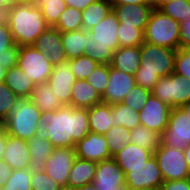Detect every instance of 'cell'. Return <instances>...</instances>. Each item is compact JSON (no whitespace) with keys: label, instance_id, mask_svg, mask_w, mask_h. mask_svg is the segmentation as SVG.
Here are the masks:
<instances>
[{"label":"cell","instance_id":"1","mask_svg":"<svg viewBox=\"0 0 190 190\" xmlns=\"http://www.w3.org/2000/svg\"><path fill=\"white\" fill-rule=\"evenodd\" d=\"M90 132L88 108L64 106L56 111L41 112L43 134L57 147H74Z\"/></svg>","mask_w":190,"mask_h":190},{"label":"cell","instance_id":"2","mask_svg":"<svg viewBox=\"0 0 190 190\" xmlns=\"http://www.w3.org/2000/svg\"><path fill=\"white\" fill-rule=\"evenodd\" d=\"M140 54L141 62L135 73V82L152 91L160 77L174 72L176 50L144 42L140 46Z\"/></svg>","mask_w":190,"mask_h":190},{"label":"cell","instance_id":"3","mask_svg":"<svg viewBox=\"0 0 190 190\" xmlns=\"http://www.w3.org/2000/svg\"><path fill=\"white\" fill-rule=\"evenodd\" d=\"M9 27L18 46L33 45L49 26L39 7L31 2H16L12 8Z\"/></svg>","mask_w":190,"mask_h":190},{"label":"cell","instance_id":"4","mask_svg":"<svg viewBox=\"0 0 190 190\" xmlns=\"http://www.w3.org/2000/svg\"><path fill=\"white\" fill-rule=\"evenodd\" d=\"M119 20L112 11L99 24L89 31L85 55L99 65L110 64L113 52L119 48L118 38Z\"/></svg>","mask_w":190,"mask_h":190},{"label":"cell","instance_id":"5","mask_svg":"<svg viewBox=\"0 0 190 190\" xmlns=\"http://www.w3.org/2000/svg\"><path fill=\"white\" fill-rule=\"evenodd\" d=\"M3 124L8 135L28 141L40 133L41 110L30 98L19 97Z\"/></svg>","mask_w":190,"mask_h":190},{"label":"cell","instance_id":"6","mask_svg":"<svg viewBox=\"0 0 190 190\" xmlns=\"http://www.w3.org/2000/svg\"><path fill=\"white\" fill-rule=\"evenodd\" d=\"M179 35L180 23L159 9H153L144 31V42L177 50Z\"/></svg>","mask_w":190,"mask_h":190},{"label":"cell","instance_id":"7","mask_svg":"<svg viewBox=\"0 0 190 190\" xmlns=\"http://www.w3.org/2000/svg\"><path fill=\"white\" fill-rule=\"evenodd\" d=\"M17 66L25 72L34 84L47 82L53 69L48 56L33 45L20 46Z\"/></svg>","mask_w":190,"mask_h":190},{"label":"cell","instance_id":"8","mask_svg":"<svg viewBox=\"0 0 190 190\" xmlns=\"http://www.w3.org/2000/svg\"><path fill=\"white\" fill-rule=\"evenodd\" d=\"M151 92L172 108H180L190 101V80L173 72L160 77Z\"/></svg>","mask_w":190,"mask_h":190},{"label":"cell","instance_id":"9","mask_svg":"<svg viewBox=\"0 0 190 190\" xmlns=\"http://www.w3.org/2000/svg\"><path fill=\"white\" fill-rule=\"evenodd\" d=\"M153 155L157 160L164 182L190 178V170L183 150L160 144Z\"/></svg>","mask_w":190,"mask_h":190},{"label":"cell","instance_id":"10","mask_svg":"<svg viewBox=\"0 0 190 190\" xmlns=\"http://www.w3.org/2000/svg\"><path fill=\"white\" fill-rule=\"evenodd\" d=\"M161 144L184 150L190 144V112L173 108L168 126L161 134Z\"/></svg>","mask_w":190,"mask_h":190},{"label":"cell","instance_id":"11","mask_svg":"<svg viewBox=\"0 0 190 190\" xmlns=\"http://www.w3.org/2000/svg\"><path fill=\"white\" fill-rule=\"evenodd\" d=\"M164 179L157 160L150 157L142 166L127 168L125 186L129 189L160 188Z\"/></svg>","mask_w":190,"mask_h":190},{"label":"cell","instance_id":"12","mask_svg":"<svg viewBox=\"0 0 190 190\" xmlns=\"http://www.w3.org/2000/svg\"><path fill=\"white\" fill-rule=\"evenodd\" d=\"M172 107L151 94L145 105L138 111L142 126L162 134L168 126Z\"/></svg>","mask_w":190,"mask_h":190},{"label":"cell","instance_id":"13","mask_svg":"<svg viewBox=\"0 0 190 190\" xmlns=\"http://www.w3.org/2000/svg\"><path fill=\"white\" fill-rule=\"evenodd\" d=\"M77 158L76 147L53 148L44 171L58 184L67 185L73 161Z\"/></svg>","mask_w":190,"mask_h":190},{"label":"cell","instance_id":"14","mask_svg":"<svg viewBox=\"0 0 190 190\" xmlns=\"http://www.w3.org/2000/svg\"><path fill=\"white\" fill-rule=\"evenodd\" d=\"M92 185L97 190H128L125 186V173L113 158L96 164Z\"/></svg>","mask_w":190,"mask_h":190},{"label":"cell","instance_id":"15","mask_svg":"<svg viewBox=\"0 0 190 190\" xmlns=\"http://www.w3.org/2000/svg\"><path fill=\"white\" fill-rule=\"evenodd\" d=\"M75 80L69 60L53 65L52 73L47 82L51 86L53 93L64 106H70Z\"/></svg>","mask_w":190,"mask_h":190},{"label":"cell","instance_id":"16","mask_svg":"<svg viewBox=\"0 0 190 190\" xmlns=\"http://www.w3.org/2000/svg\"><path fill=\"white\" fill-rule=\"evenodd\" d=\"M134 85H136L135 76L123 73L110 66L109 82L101 96L102 103L110 105L120 103Z\"/></svg>","mask_w":190,"mask_h":190},{"label":"cell","instance_id":"17","mask_svg":"<svg viewBox=\"0 0 190 190\" xmlns=\"http://www.w3.org/2000/svg\"><path fill=\"white\" fill-rule=\"evenodd\" d=\"M107 141L104 135L89 132L75 145L77 157L96 163L111 159Z\"/></svg>","mask_w":190,"mask_h":190},{"label":"cell","instance_id":"18","mask_svg":"<svg viewBox=\"0 0 190 190\" xmlns=\"http://www.w3.org/2000/svg\"><path fill=\"white\" fill-rule=\"evenodd\" d=\"M112 11L121 24L140 28L144 32L153 6L151 4H125L112 6Z\"/></svg>","mask_w":190,"mask_h":190},{"label":"cell","instance_id":"19","mask_svg":"<svg viewBox=\"0 0 190 190\" xmlns=\"http://www.w3.org/2000/svg\"><path fill=\"white\" fill-rule=\"evenodd\" d=\"M33 46L47 55L53 65L67 60L61 39V32L53 27L47 28L33 43Z\"/></svg>","mask_w":190,"mask_h":190},{"label":"cell","instance_id":"20","mask_svg":"<svg viewBox=\"0 0 190 190\" xmlns=\"http://www.w3.org/2000/svg\"><path fill=\"white\" fill-rule=\"evenodd\" d=\"M2 159L14 170L30 168L31 156L27 140L16 138L6 133V143Z\"/></svg>","mask_w":190,"mask_h":190},{"label":"cell","instance_id":"21","mask_svg":"<svg viewBox=\"0 0 190 190\" xmlns=\"http://www.w3.org/2000/svg\"><path fill=\"white\" fill-rule=\"evenodd\" d=\"M140 47H119L113 52L110 66L123 73L135 76L140 67Z\"/></svg>","mask_w":190,"mask_h":190},{"label":"cell","instance_id":"22","mask_svg":"<svg viewBox=\"0 0 190 190\" xmlns=\"http://www.w3.org/2000/svg\"><path fill=\"white\" fill-rule=\"evenodd\" d=\"M33 171H44L46 161L53 151L51 142L41 133L27 141Z\"/></svg>","mask_w":190,"mask_h":190},{"label":"cell","instance_id":"23","mask_svg":"<svg viewBox=\"0 0 190 190\" xmlns=\"http://www.w3.org/2000/svg\"><path fill=\"white\" fill-rule=\"evenodd\" d=\"M90 132L104 135L113 126L112 105L100 103L88 108Z\"/></svg>","mask_w":190,"mask_h":190},{"label":"cell","instance_id":"24","mask_svg":"<svg viewBox=\"0 0 190 190\" xmlns=\"http://www.w3.org/2000/svg\"><path fill=\"white\" fill-rule=\"evenodd\" d=\"M152 156L153 154L150 151L143 149L141 146L130 143L112 158L126 174L127 168L142 166Z\"/></svg>","mask_w":190,"mask_h":190},{"label":"cell","instance_id":"25","mask_svg":"<svg viewBox=\"0 0 190 190\" xmlns=\"http://www.w3.org/2000/svg\"><path fill=\"white\" fill-rule=\"evenodd\" d=\"M102 103L100 94L86 80H75L70 100L71 107L90 108Z\"/></svg>","mask_w":190,"mask_h":190},{"label":"cell","instance_id":"26","mask_svg":"<svg viewBox=\"0 0 190 190\" xmlns=\"http://www.w3.org/2000/svg\"><path fill=\"white\" fill-rule=\"evenodd\" d=\"M89 37V31L84 29L61 33V39L67 60L85 55V51L87 50V40H89Z\"/></svg>","mask_w":190,"mask_h":190},{"label":"cell","instance_id":"27","mask_svg":"<svg viewBox=\"0 0 190 190\" xmlns=\"http://www.w3.org/2000/svg\"><path fill=\"white\" fill-rule=\"evenodd\" d=\"M30 100L41 112L56 111L64 107L62 102L53 93L48 82L35 84Z\"/></svg>","mask_w":190,"mask_h":190},{"label":"cell","instance_id":"28","mask_svg":"<svg viewBox=\"0 0 190 190\" xmlns=\"http://www.w3.org/2000/svg\"><path fill=\"white\" fill-rule=\"evenodd\" d=\"M96 162L76 158L73 161L67 184L75 188L92 183L95 176Z\"/></svg>","mask_w":190,"mask_h":190},{"label":"cell","instance_id":"29","mask_svg":"<svg viewBox=\"0 0 190 190\" xmlns=\"http://www.w3.org/2000/svg\"><path fill=\"white\" fill-rule=\"evenodd\" d=\"M27 74L16 65L7 70L4 82L19 97L30 98L35 84L27 78Z\"/></svg>","mask_w":190,"mask_h":190},{"label":"cell","instance_id":"30","mask_svg":"<svg viewBox=\"0 0 190 190\" xmlns=\"http://www.w3.org/2000/svg\"><path fill=\"white\" fill-rule=\"evenodd\" d=\"M112 12L109 0H96L82 11V24L84 30H90L99 24Z\"/></svg>","mask_w":190,"mask_h":190},{"label":"cell","instance_id":"31","mask_svg":"<svg viewBox=\"0 0 190 190\" xmlns=\"http://www.w3.org/2000/svg\"><path fill=\"white\" fill-rule=\"evenodd\" d=\"M131 143L141 146L152 154L161 144V134L145 126H137L130 130Z\"/></svg>","mask_w":190,"mask_h":190},{"label":"cell","instance_id":"32","mask_svg":"<svg viewBox=\"0 0 190 190\" xmlns=\"http://www.w3.org/2000/svg\"><path fill=\"white\" fill-rule=\"evenodd\" d=\"M112 111L114 117V127L123 126L128 130H132L134 127L141 125L138 111L121 102L113 104Z\"/></svg>","mask_w":190,"mask_h":190},{"label":"cell","instance_id":"33","mask_svg":"<svg viewBox=\"0 0 190 190\" xmlns=\"http://www.w3.org/2000/svg\"><path fill=\"white\" fill-rule=\"evenodd\" d=\"M104 136L108 140L107 144L111 157L131 143L130 130L123 126H112Z\"/></svg>","mask_w":190,"mask_h":190},{"label":"cell","instance_id":"34","mask_svg":"<svg viewBox=\"0 0 190 190\" xmlns=\"http://www.w3.org/2000/svg\"><path fill=\"white\" fill-rule=\"evenodd\" d=\"M53 28L61 33L83 29L82 11L73 7H67Z\"/></svg>","mask_w":190,"mask_h":190},{"label":"cell","instance_id":"35","mask_svg":"<svg viewBox=\"0 0 190 190\" xmlns=\"http://www.w3.org/2000/svg\"><path fill=\"white\" fill-rule=\"evenodd\" d=\"M36 7L40 8L45 23L49 27H53L67 8V5L64 0H41Z\"/></svg>","mask_w":190,"mask_h":190},{"label":"cell","instance_id":"36","mask_svg":"<svg viewBox=\"0 0 190 190\" xmlns=\"http://www.w3.org/2000/svg\"><path fill=\"white\" fill-rule=\"evenodd\" d=\"M118 38L119 47H140L144 43V32L140 28L119 22Z\"/></svg>","mask_w":190,"mask_h":190},{"label":"cell","instance_id":"37","mask_svg":"<svg viewBox=\"0 0 190 190\" xmlns=\"http://www.w3.org/2000/svg\"><path fill=\"white\" fill-rule=\"evenodd\" d=\"M32 172L31 168L13 170L2 190H32L30 185Z\"/></svg>","mask_w":190,"mask_h":190},{"label":"cell","instance_id":"38","mask_svg":"<svg viewBox=\"0 0 190 190\" xmlns=\"http://www.w3.org/2000/svg\"><path fill=\"white\" fill-rule=\"evenodd\" d=\"M69 63L76 80H86L99 66L97 62L86 55L70 59Z\"/></svg>","mask_w":190,"mask_h":190},{"label":"cell","instance_id":"39","mask_svg":"<svg viewBox=\"0 0 190 190\" xmlns=\"http://www.w3.org/2000/svg\"><path fill=\"white\" fill-rule=\"evenodd\" d=\"M164 14L181 23L190 16V0H176L163 5L160 9Z\"/></svg>","mask_w":190,"mask_h":190},{"label":"cell","instance_id":"40","mask_svg":"<svg viewBox=\"0 0 190 190\" xmlns=\"http://www.w3.org/2000/svg\"><path fill=\"white\" fill-rule=\"evenodd\" d=\"M19 96L10 89L5 82H0V120L4 122Z\"/></svg>","mask_w":190,"mask_h":190},{"label":"cell","instance_id":"41","mask_svg":"<svg viewBox=\"0 0 190 190\" xmlns=\"http://www.w3.org/2000/svg\"><path fill=\"white\" fill-rule=\"evenodd\" d=\"M151 94L152 92L150 90L139 85H134L121 103L136 111H139L145 105Z\"/></svg>","mask_w":190,"mask_h":190},{"label":"cell","instance_id":"42","mask_svg":"<svg viewBox=\"0 0 190 190\" xmlns=\"http://www.w3.org/2000/svg\"><path fill=\"white\" fill-rule=\"evenodd\" d=\"M110 64L99 65L86 81L102 96L109 82Z\"/></svg>","mask_w":190,"mask_h":190},{"label":"cell","instance_id":"43","mask_svg":"<svg viewBox=\"0 0 190 190\" xmlns=\"http://www.w3.org/2000/svg\"><path fill=\"white\" fill-rule=\"evenodd\" d=\"M30 185L32 190H60L61 188V185L45 171H33Z\"/></svg>","mask_w":190,"mask_h":190},{"label":"cell","instance_id":"44","mask_svg":"<svg viewBox=\"0 0 190 190\" xmlns=\"http://www.w3.org/2000/svg\"><path fill=\"white\" fill-rule=\"evenodd\" d=\"M174 72L190 80V49L176 50Z\"/></svg>","mask_w":190,"mask_h":190},{"label":"cell","instance_id":"45","mask_svg":"<svg viewBox=\"0 0 190 190\" xmlns=\"http://www.w3.org/2000/svg\"><path fill=\"white\" fill-rule=\"evenodd\" d=\"M19 48L20 46L14 44L12 47L4 50V52L0 54V62L4 69L8 70L17 65Z\"/></svg>","mask_w":190,"mask_h":190},{"label":"cell","instance_id":"46","mask_svg":"<svg viewBox=\"0 0 190 190\" xmlns=\"http://www.w3.org/2000/svg\"><path fill=\"white\" fill-rule=\"evenodd\" d=\"M15 44L9 26H0V54Z\"/></svg>","mask_w":190,"mask_h":190},{"label":"cell","instance_id":"47","mask_svg":"<svg viewBox=\"0 0 190 190\" xmlns=\"http://www.w3.org/2000/svg\"><path fill=\"white\" fill-rule=\"evenodd\" d=\"M179 47L190 49V16L187 21L180 23Z\"/></svg>","mask_w":190,"mask_h":190},{"label":"cell","instance_id":"48","mask_svg":"<svg viewBox=\"0 0 190 190\" xmlns=\"http://www.w3.org/2000/svg\"><path fill=\"white\" fill-rule=\"evenodd\" d=\"M160 190H190V178L163 182Z\"/></svg>","mask_w":190,"mask_h":190},{"label":"cell","instance_id":"49","mask_svg":"<svg viewBox=\"0 0 190 190\" xmlns=\"http://www.w3.org/2000/svg\"><path fill=\"white\" fill-rule=\"evenodd\" d=\"M13 170L14 169L3 159L0 160V188H2L4 183L8 180Z\"/></svg>","mask_w":190,"mask_h":190},{"label":"cell","instance_id":"50","mask_svg":"<svg viewBox=\"0 0 190 190\" xmlns=\"http://www.w3.org/2000/svg\"><path fill=\"white\" fill-rule=\"evenodd\" d=\"M13 6L5 5L0 7V26H9Z\"/></svg>","mask_w":190,"mask_h":190},{"label":"cell","instance_id":"51","mask_svg":"<svg viewBox=\"0 0 190 190\" xmlns=\"http://www.w3.org/2000/svg\"><path fill=\"white\" fill-rule=\"evenodd\" d=\"M64 1L67 7H73L77 10L83 11L96 0H64Z\"/></svg>","mask_w":190,"mask_h":190},{"label":"cell","instance_id":"52","mask_svg":"<svg viewBox=\"0 0 190 190\" xmlns=\"http://www.w3.org/2000/svg\"><path fill=\"white\" fill-rule=\"evenodd\" d=\"M112 6L125 5V4H151V0H109Z\"/></svg>","mask_w":190,"mask_h":190},{"label":"cell","instance_id":"53","mask_svg":"<svg viewBox=\"0 0 190 190\" xmlns=\"http://www.w3.org/2000/svg\"><path fill=\"white\" fill-rule=\"evenodd\" d=\"M5 143H6V132L3 129L0 132V160L3 158Z\"/></svg>","mask_w":190,"mask_h":190},{"label":"cell","instance_id":"54","mask_svg":"<svg viewBox=\"0 0 190 190\" xmlns=\"http://www.w3.org/2000/svg\"><path fill=\"white\" fill-rule=\"evenodd\" d=\"M173 1L176 0H151V5L153 6V9H160L163 5Z\"/></svg>","mask_w":190,"mask_h":190},{"label":"cell","instance_id":"55","mask_svg":"<svg viewBox=\"0 0 190 190\" xmlns=\"http://www.w3.org/2000/svg\"><path fill=\"white\" fill-rule=\"evenodd\" d=\"M183 151H184L185 160L188 163L190 170V144Z\"/></svg>","mask_w":190,"mask_h":190},{"label":"cell","instance_id":"56","mask_svg":"<svg viewBox=\"0 0 190 190\" xmlns=\"http://www.w3.org/2000/svg\"><path fill=\"white\" fill-rule=\"evenodd\" d=\"M7 70L2 67V63L0 62V82H4Z\"/></svg>","mask_w":190,"mask_h":190},{"label":"cell","instance_id":"57","mask_svg":"<svg viewBox=\"0 0 190 190\" xmlns=\"http://www.w3.org/2000/svg\"><path fill=\"white\" fill-rule=\"evenodd\" d=\"M15 3V0H0V7L5 5H14Z\"/></svg>","mask_w":190,"mask_h":190},{"label":"cell","instance_id":"58","mask_svg":"<svg viewBox=\"0 0 190 190\" xmlns=\"http://www.w3.org/2000/svg\"><path fill=\"white\" fill-rule=\"evenodd\" d=\"M78 190H97V189H96V187H94L92 185V183H90V184H87V185H84V186L78 188Z\"/></svg>","mask_w":190,"mask_h":190},{"label":"cell","instance_id":"59","mask_svg":"<svg viewBox=\"0 0 190 190\" xmlns=\"http://www.w3.org/2000/svg\"><path fill=\"white\" fill-rule=\"evenodd\" d=\"M60 190H78V188H75V187L67 184V185H62Z\"/></svg>","mask_w":190,"mask_h":190},{"label":"cell","instance_id":"60","mask_svg":"<svg viewBox=\"0 0 190 190\" xmlns=\"http://www.w3.org/2000/svg\"><path fill=\"white\" fill-rule=\"evenodd\" d=\"M181 109L184 110V112H190V101H188L187 103H185L182 107H180Z\"/></svg>","mask_w":190,"mask_h":190},{"label":"cell","instance_id":"61","mask_svg":"<svg viewBox=\"0 0 190 190\" xmlns=\"http://www.w3.org/2000/svg\"><path fill=\"white\" fill-rule=\"evenodd\" d=\"M128 190H160V188L129 189Z\"/></svg>","mask_w":190,"mask_h":190},{"label":"cell","instance_id":"62","mask_svg":"<svg viewBox=\"0 0 190 190\" xmlns=\"http://www.w3.org/2000/svg\"><path fill=\"white\" fill-rule=\"evenodd\" d=\"M40 1L41 0H31V3L36 6Z\"/></svg>","mask_w":190,"mask_h":190},{"label":"cell","instance_id":"63","mask_svg":"<svg viewBox=\"0 0 190 190\" xmlns=\"http://www.w3.org/2000/svg\"><path fill=\"white\" fill-rule=\"evenodd\" d=\"M4 129V124L3 122L0 120V132Z\"/></svg>","mask_w":190,"mask_h":190},{"label":"cell","instance_id":"64","mask_svg":"<svg viewBox=\"0 0 190 190\" xmlns=\"http://www.w3.org/2000/svg\"><path fill=\"white\" fill-rule=\"evenodd\" d=\"M16 2H31V0H15Z\"/></svg>","mask_w":190,"mask_h":190}]
</instances>
